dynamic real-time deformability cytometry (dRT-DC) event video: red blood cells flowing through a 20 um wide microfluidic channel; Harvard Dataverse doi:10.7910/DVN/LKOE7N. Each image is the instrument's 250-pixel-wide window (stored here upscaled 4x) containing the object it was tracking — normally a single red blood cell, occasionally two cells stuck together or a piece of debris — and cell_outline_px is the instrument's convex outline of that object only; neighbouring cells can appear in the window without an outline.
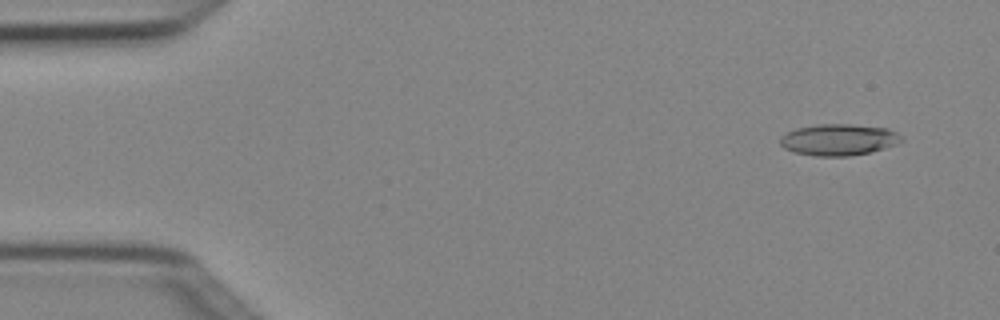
{"species": "Egyptian fruit bat (a non-hibernating species)", "species_latin": "Rousettus aegyptiacus", "temperature_condition": "cold", "stored_images_in_passage": 4, "camera_frame_rate_fps": 3000, "um_per_image_px": 0.085, "animal": {"sex": "female"}, "frame": {"image": 1, "passage_image": 2, "time_ms": 0.333, "image_size_px": [1000, 320], "cell_outline_px": [[904, 140], [884, 148], [868, 152], [848, 156], [816, 156], [796, 152], [784, 148], [780, 144], [780, 136], [796, 128], [816, 124], [852, 124], [888, 128], [896, 132]], "centroid_in_image_um": [71.27, 11.86], "position_along_channel_um": 13.7, "area_um2": 22.08}}